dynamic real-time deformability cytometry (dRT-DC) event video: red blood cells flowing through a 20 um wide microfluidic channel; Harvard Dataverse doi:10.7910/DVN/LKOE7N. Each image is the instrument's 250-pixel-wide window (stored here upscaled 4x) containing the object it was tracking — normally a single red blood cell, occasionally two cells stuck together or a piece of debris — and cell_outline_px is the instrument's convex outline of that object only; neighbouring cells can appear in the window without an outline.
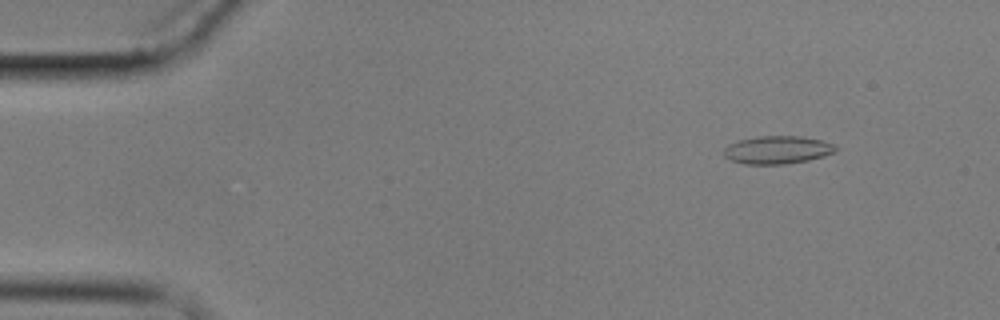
{"species": "common noctule bat (a hibernating species)", "species_latin": "Nyctalus noctula", "temperature_condition": "cold", "stored_images_in_passage": 6, "camera_frame_rate_fps": 3000, "um_per_image_px": 0.085, "animal": {"sex": "male", "body_mass_g": 17.9}, "frame": {"image": 1, "passage_image": 6, "time_ms": 6.0, "image_size_px": [1000, 320], "cell_outline_px": [[840, 148], [836, 152], [824, 156], [808, 160], [784, 164], [744, 164], [732, 160], [724, 156], [724, 148], [728, 144], [740, 140], [756, 136], [800, 136], [820, 140], [832, 144]], "centroid_in_image_um": [66.09, 12.74], "position_along_channel_um": 18.9, "area_um2": 18.21}}